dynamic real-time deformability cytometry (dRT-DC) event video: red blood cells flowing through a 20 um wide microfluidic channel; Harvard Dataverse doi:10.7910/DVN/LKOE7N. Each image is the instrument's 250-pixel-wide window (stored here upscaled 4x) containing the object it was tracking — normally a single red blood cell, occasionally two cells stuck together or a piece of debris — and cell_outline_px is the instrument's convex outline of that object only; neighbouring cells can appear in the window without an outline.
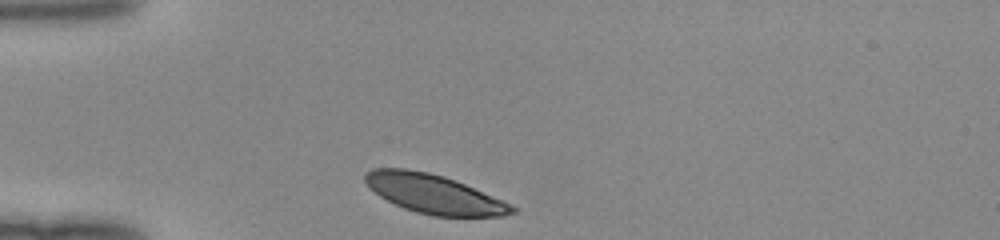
{"species": "human", "species_latin": "Homo sapiens", "temperature_condition": "room temperature", "stored_images_in_passage": 28, "camera_frame_rate_fps": 3000, "um_per_image_px": 0.085, "donor": {"sex": "female"}, "frame": {"image": 1, "passage_image": 1, "time_ms": 0.0, "image_size_px": [1000, 240], "cell_outline_px": [[520, 208], [516, 212], [504, 216], [432, 216], [416, 212], [404, 208], [380, 196], [364, 180], [364, 176], [372, 168], [404, 168], [428, 172], [444, 176], [464, 184], [512, 204]], "centroid_in_image_um": [36.93, 16.49], "position_along_channel_um": 48.1, "area_um2": 33.12}}
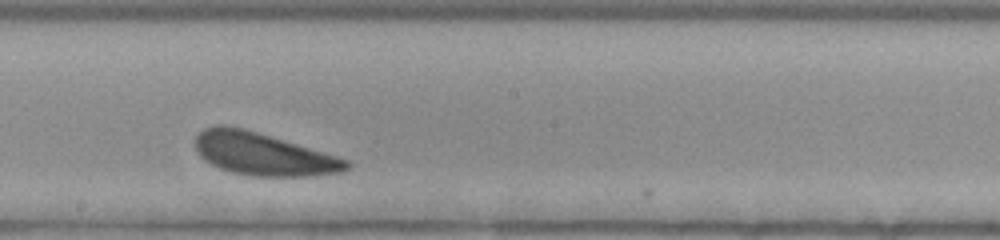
{"frame": {"image": 2, "passage_image": 16, "time_ms": 5.0, "image_size_px": [1000, 240], "cell_outline_px": [[352, 168], [344, 172], [316, 176], [252, 176], [232, 172], [220, 168], [204, 160], [200, 156], [196, 148], [196, 136], [204, 128], [216, 124], [224, 124], [244, 128], [336, 156], [348, 160], [352, 164]], "centroid_in_image_um": [22.39, 13.1], "position_along_channel_um": 225.8, "area_um2": 37.51}}
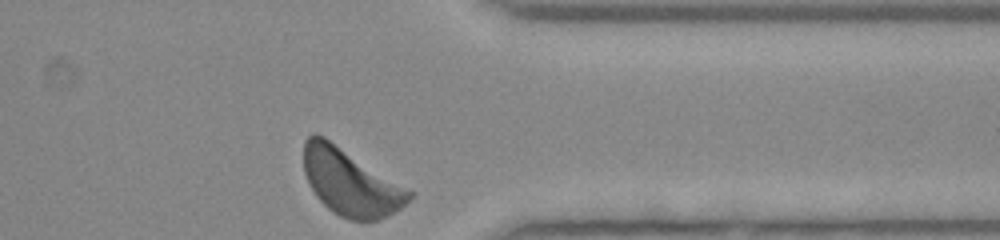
{"frame": {"image": 3, "passage_image": 28, "time_ms": 9.0, "image_size_px": [1000, 240], "cell_outline_px": [[416, 192], [400, 208], [388, 216], [376, 220], [348, 220], [332, 212], [316, 196], [308, 184], [304, 172], [304, 140], [312, 132], [316, 132], [324, 136]], "centroid_in_image_um": [29.79, 15.47], "position_along_channel_um": 381.6, "area_um2": 41.15}}